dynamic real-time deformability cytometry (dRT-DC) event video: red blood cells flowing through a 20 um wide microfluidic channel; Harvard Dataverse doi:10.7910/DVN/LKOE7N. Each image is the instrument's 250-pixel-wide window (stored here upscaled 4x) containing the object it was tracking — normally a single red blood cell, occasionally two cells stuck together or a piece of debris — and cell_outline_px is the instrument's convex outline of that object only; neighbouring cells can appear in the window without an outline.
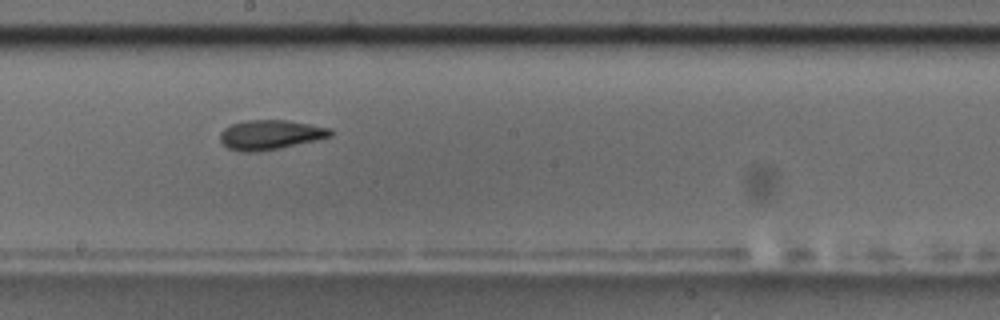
{"species": "common noctule bat (a hibernating species)", "species_latin": "Nyctalus noctula", "temperature_condition": "room temperature", "stored_images_in_passage": 13, "camera_frame_rate_fps": 3000, "um_per_image_px": 0.085, "animal": {"sex": "male", "body_mass_g": 17.5, "forearm_length_mm": 52.3}, "frame": {"image": 1, "passage_image": 6, "time_ms": 5.667, "image_size_px": [1000, 320], "cell_outline_px": [[332, 136], [316, 140], [280, 148], [256, 152], [240, 152], [228, 148], [220, 140], [220, 132], [224, 128], [232, 124], [244, 120], [288, 120], [332, 128]], "centroid_in_image_um": [22.97, 11.45], "position_along_channel_um": 225.2, "area_um2": 19.13}}
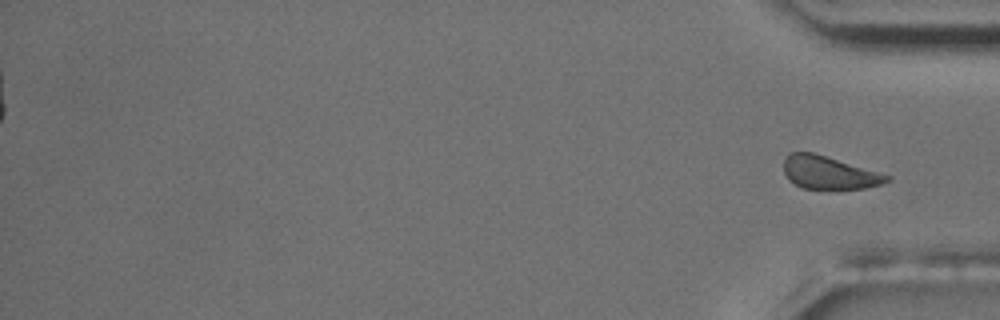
{"frame": {"image": 2, "passage_image": 13, "time_ms": 14.667, "image_size_px": [1000, 320], "cell_outline_px": [[892, 180], [880, 184], [864, 188], [804, 188], [788, 180], [784, 172], [784, 160], [788, 152], [812, 152], [892, 176]], "centroid_in_image_um": [70.45, 14.66], "position_along_channel_um": 364.7, "area_um2": 19.48}, "authors_computed_cell_mechanics": {"area_um2": 19.1318, "velocity_mm_per_s": 3.5522, "shape_relaxation_time_tau1_ms": 10.6762, "shape_relaxation_time_tau2_ms": 3.0768, "deformation_change_tau1": 0.2048, "deformation_change_tau2": 0.0794}}